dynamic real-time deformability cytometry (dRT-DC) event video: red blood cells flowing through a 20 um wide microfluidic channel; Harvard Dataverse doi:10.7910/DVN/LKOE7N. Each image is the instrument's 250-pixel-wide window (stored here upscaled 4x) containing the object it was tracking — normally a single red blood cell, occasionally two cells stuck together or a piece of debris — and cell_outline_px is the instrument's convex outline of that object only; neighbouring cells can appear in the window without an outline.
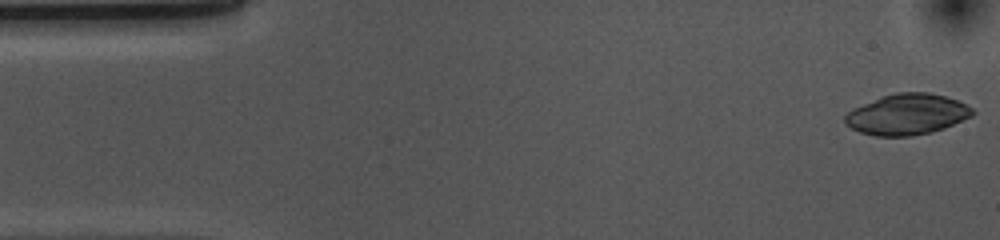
{"species": "common noctule bat (a hibernating species)", "species_latin": "Nyctalus noctula", "temperature_condition": "cold", "stored_images_in_passage": 52, "camera_frame_rate_fps": 3000, "um_per_image_px": 0.085, "animal": {"sex": "female", "body_mass_g": 10.0, "forearm_length_mm": 53.1}, "frame": {"image": 1, "passage_image": 1, "time_ms": 0.0, "image_size_px": [1000, 240], "cell_outline_px": [[976, 112], [972, 116], [944, 128], [932, 132], [908, 136], [876, 136], [860, 132], [844, 124], [844, 116], [852, 108], [880, 96], [896, 92], [928, 92], [944, 96], [956, 100], [972, 108]], "centroid_in_image_um": [77.07, 9.71], "position_along_channel_um": 7.9, "area_um2": 30.4}}
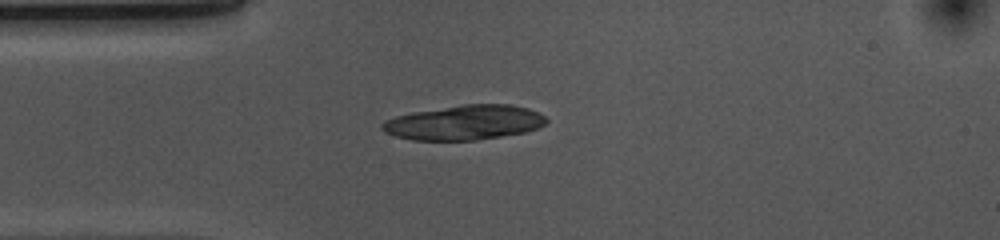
{"frame": {"image": 2, "passage_image": 12, "time_ms": 3.667, "image_size_px": [1000, 240], "cell_outline_px": [[548, 120], [544, 124], [536, 128], [524, 132], [476, 140], [412, 140], [396, 136], [384, 132], [380, 128], [380, 124], [396, 116], [412, 112], [464, 104], [512, 104], [528, 108], [544, 116]], "centroid_in_image_um": [39.45, 10.41], "position_along_channel_um": 45.6, "area_um2": 33.0}}